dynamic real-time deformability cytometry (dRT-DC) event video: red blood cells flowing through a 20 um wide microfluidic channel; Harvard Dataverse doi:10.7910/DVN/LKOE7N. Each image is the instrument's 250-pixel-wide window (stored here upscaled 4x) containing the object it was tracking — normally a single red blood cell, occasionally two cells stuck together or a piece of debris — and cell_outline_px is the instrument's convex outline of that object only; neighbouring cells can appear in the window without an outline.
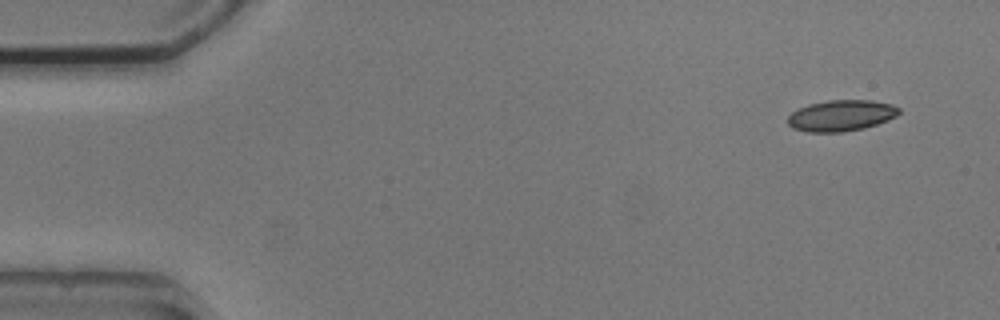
{"species": "common noctule bat (a hibernating species)", "species_latin": "Nyctalus noctula", "temperature_condition": "cold", "stored_images_in_passage": 5, "camera_frame_rate_fps": 3000, "um_per_image_px": 0.085, "animal": {"sex": "male", "body_mass_g": 20.5, "forearm_length_mm": 52.5}, "frame": {"image": 1, "passage_image": 1, "time_ms": 0.0, "image_size_px": [1000, 320], "cell_outline_px": [[900, 112], [896, 116], [888, 120], [864, 128], [844, 132], [808, 132], [792, 128], [788, 124], [788, 116], [792, 112], [808, 104], [828, 100], [872, 100], [892, 104], [900, 108]], "centroid_in_image_um": [71.51, 9.82], "position_along_channel_um": 13.5, "area_um2": 20.23}}
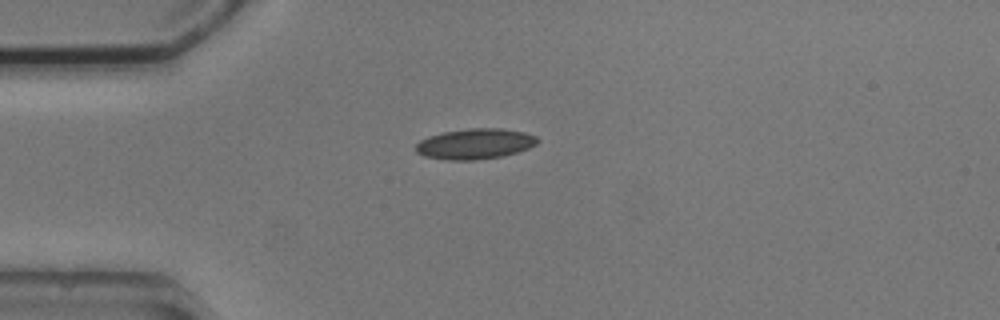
{"frame": {"image": 2, "passage_image": 4, "time_ms": 3.333, "image_size_px": [1000, 320], "cell_outline_px": [[540, 140], [536, 144], [528, 148], [516, 152], [500, 156], [476, 160], [444, 160], [424, 156], [416, 152], [416, 144], [420, 140], [428, 136], [444, 132], [468, 128], [500, 128], [524, 132], [536, 136]], "centroid_in_image_um": [40.36, 12.22], "position_along_channel_um": 44.6, "area_um2": 21.62}}
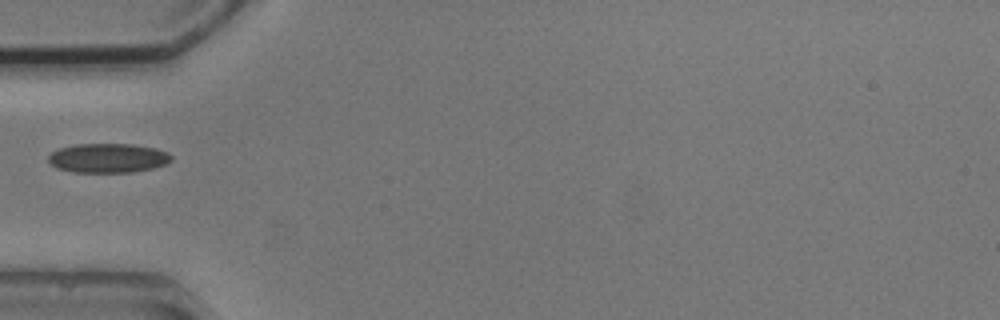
{"frame": {"image": 3, "passage_image": 5, "time_ms": 4.667, "image_size_px": [1000, 320], "cell_outline_px": [[172, 160], [168, 164], [152, 168], [132, 172], [72, 172], [56, 168], [48, 160], [48, 156], [52, 152], [60, 148], [76, 144], [132, 144], [156, 148], [168, 152], [172, 156]], "centroid_in_image_um": [9.21, 13.43], "position_along_channel_um": 75.8, "area_um2": 21.1}}